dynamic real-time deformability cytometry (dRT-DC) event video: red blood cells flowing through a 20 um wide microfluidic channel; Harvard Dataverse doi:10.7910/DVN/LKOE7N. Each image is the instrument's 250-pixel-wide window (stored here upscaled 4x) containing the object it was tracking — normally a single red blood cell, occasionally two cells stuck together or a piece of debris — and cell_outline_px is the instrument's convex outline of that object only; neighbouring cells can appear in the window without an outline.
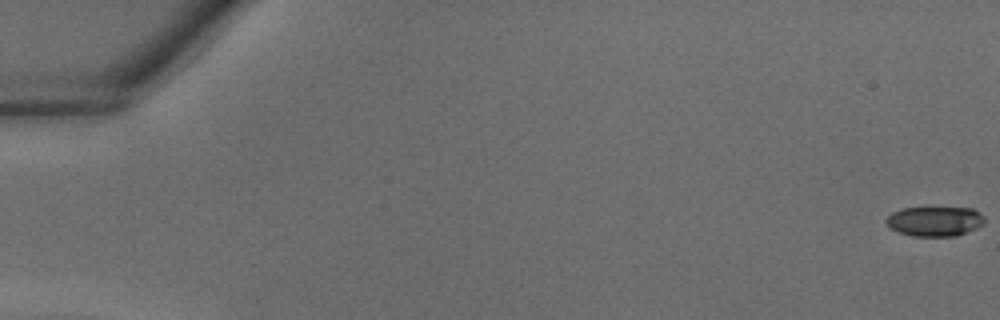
{"species": "common noctule bat (a hibernating species)", "species_latin": "Nyctalus noctula", "temperature_condition": "warm", "stored_images_in_passage": 40, "camera_frame_rate_fps": 3000, "um_per_image_px": 0.085, "animal": {"sex": "male", "body_mass_g": 18.8}, "frame": {"image": 1, "passage_image": 1, "time_ms": 0.0, "image_size_px": [1000, 320], "cell_outline_px": [[984, 224], [976, 228], [956, 236], [912, 236], [900, 232], [892, 228], [884, 220], [892, 212], [900, 208], [924, 204], [928, 204], [972, 208], [984, 216]], "centroid_in_image_um": [79.45, 18.73], "position_along_channel_um": 5.6, "area_um2": 18.03}}
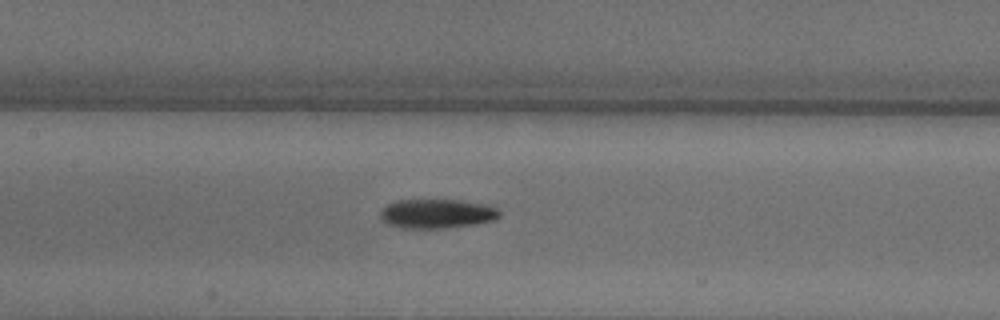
{"frame": {"image": 2, "passage_image": 20, "time_ms": 6.333, "image_size_px": [1000, 320], "cell_outline_px": [[500, 216], [496, 220], [476, 224], [444, 228], [400, 228], [388, 224], [380, 220], [380, 212], [388, 204], [396, 200], [460, 200], [488, 204], [496, 208], [500, 212]], "centroid_in_image_um": [37.15, 18.16], "position_along_channel_um": 170.2, "area_um2": 20.52}}
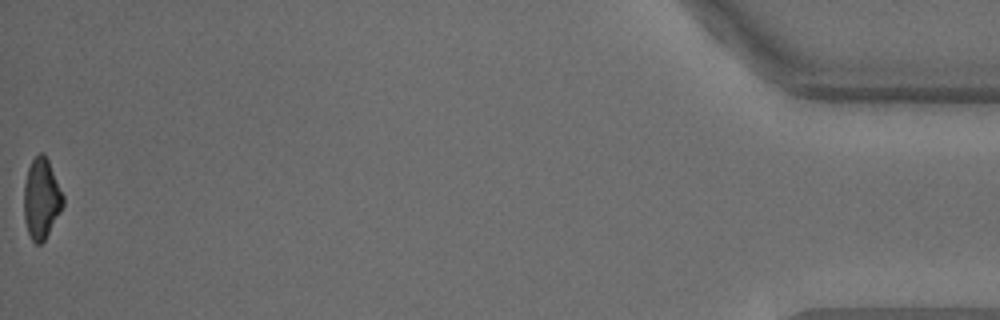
{"frame": {"image": 3, "passage_image": 40, "time_ms": 13.0, "image_size_px": [1000, 320], "cell_outline_px": [[64, 204], [60, 212], [44, 240], [40, 244], [36, 244], [32, 240], [28, 232], [24, 220], [24, 184], [28, 168], [32, 160], [40, 152], [44, 152], [48, 160], [64, 196]], "centroid_in_image_um": [3.51, 16.87], "position_along_channel_um": 431.7, "area_um2": 18.21}}